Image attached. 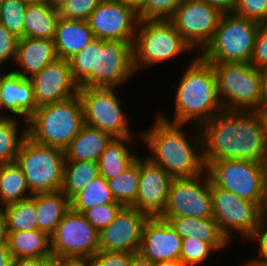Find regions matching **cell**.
<instances>
[{
    "mask_svg": "<svg viewBox=\"0 0 267 266\" xmlns=\"http://www.w3.org/2000/svg\"><path fill=\"white\" fill-rule=\"evenodd\" d=\"M204 162H265L267 147L257 111L223 110L200 127Z\"/></svg>",
    "mask_w": 267,
    "mask_h": 266,
    "instance_id": "cell-1",
    "label": "cell"
},
{
    "mask_svg": "<svg viewBox=\"0 0 267 266\" xmlns=\"http://www.w3.org/2000/svg\"><path fill=\"white\" fill-rule=\"evenodd\" d=\"M155 116L150 128L140 130L143 147L149 151L145 157L173 178H192L203 174L206 167L199 127L190 124L192 131L188 129L187 133V125L165 121L157 114Z\"/></svg>",
    "mask_w": 267,
    "mask_h": 266,
    "instance_id": "cell-2",
    "label": "cell"
},
{
    "mask_svg": "<svg viewBox=\"0 0 267 266\" xmlns=\"http://www.w3.org/2000/svg\"><path fill=\"white\" fill-rule=\"evenodd\" d=\"M69 63L80 87L119 88L136 74L133 44L123 41L94 38Z\"/></svg>",
    "mask_w": 267,
    "mask_h": 266,
    "instance_id": "cell-3",
    "label": "cell"
},
{
    "mask_svg": "<svg viewBox=\"0 0 267 266\" xmlns=\"http://www.w3.org/2000/svg\"><path fill=\"white\" fill-rule=\"evenodd\" d=\"M185 66L175 89L174 115L170 119L164 113H156L161 119L200 127L224 108L220 102L216 75L212 65L194 54Z\"/></svg>",
    "mask_w": 267,
    "mask_h": 266,
    "instance_id": "cell-4",
    "label": "cell"
},
{
    "mask_svg": "<svg viewBox=\"0 0 267 266\" xmlns=\"http://www.w3.org/2000/svg\"><path fill=\"white\" fill-rule=\"evenodd\" d=\"M84 125L79 95L38 106L27 121V136L33 141L65 150Z\"/></svg>",
    "mask_w": 267,
    "mask_h": 266,
    "instance_id": "cell-5",
    "label": "cell"
},
{
    "mask_svg": "<svg viewBox=\"0 0 267 266\" xmlns=\"http://www.w3.org/2000/svg\"><path fill=\"white\" fill-rule=\"evenodd\" d=\"M192 51L170 20L138 22L133 43V65L136 74Z\"/></svg>",
    "mask_w": 267,
    "mask_h": 266,
    "instance_id": "cell-6",
    "label": "cell"
},
{
    "mask_svg": "<svg viewBox=\"0 0 267 266\" xmlns=\"http://www.w3.org/2000/svg\"><path fill=\"white\" fill-rule=\"evenodd\" d=\"M259 26L234 13L223 14L211 41L198 55L210 64L250 63Z\"/></svg>",
    "mask_w": 267,
    "mask_h": 266,
    "instance_id": "cell-7",
    "label": "cell"
},
{
    "mask_svg": "<svg viewBox=\"0 0 267 266\" xmlns=\"http://www.w3.org/2000/svg\"><path fill=\"white\" fill-rule=\"evenodd\" d=\"M15 163L21 168L31 194L61 191L65 151L30 139L23 140Z\"/></svg>",
    "mask_w": 267,
    "mask_h": 266,
    "instance_id": "cell-8",
    "label": "cell"
},
{
    "mask_svg": "<svg viewBox=\"0 0 267 266\" xmlns=\"http://www.w3.org/2000/svg\"><path fill=\"white\" fill-rule=\"evenodd\" d=\"M224 110L255 111L261 95L262 70L250 63L211 64Z\"/></svg>",
    "mask_w": 267,
    "mask_h": 266,
    "instance_id": "cell-9",
    "label": "cell"
},
{
    "mask_svg": "<svg viewBox=\"0 0 267 266\" xmlns=\"http://www.w3.org/2000/svg\"><path fill=\"white\" fill-rule=\"evenodd\" d=\"M118 88L80 87L78 95L82 102L84 124L112 135L125 138L141 135L131 130L130 118L124 112ZM130 125V127H129Z\"/></svg>",
    "mask_w": 267,
    "mask_h": 266,
    "instance_id": "cell-10",
    "label": "cell"
},
{
    "mask_svg": "<svg viewBox=\"0 0 267 266\" xmlns=\"http://www.w3.org/2000/svg\"><path fill=\"white\" fill-rule=\"evenodd\" d=\"M210 181L239 198L257 203L263 210L264 162L218 160L204 162Z\"/></svg>",
    "mask_w": 267,
    "mask_h": 266,
    "instance_id": "cell-11",
    "label": "cell"
},
{
    "mask_svg": "<svg viewBox=\"0 0 267 266\" xmlns=\"http://www.w3.org/2000/svg\"><path fill=\"white\" fill-rule=\"evenodd\" d=\"M211 200L213 218L230 242H233V238L238 234L241 237L240 240L246 241L265 216L257 203L239 198L230 191L215 186L212 182Z\"/></svg>",
    "mask_w": 267,
    "mask_h": 266,
    "instance_id": "cell-12",
    "label": "cell"
},
{
    "mask_svg": "<svg viewBox=\"0 0 267 266\" xmlns=\"http://www.w3.org/2000/svg\"><path fill=\"white\" fill-rule=\"evenodd\" d=\"M99 250V232L82 213L70 209L51 236L53 258L89 259Z\"/></svg>",
    "mask_w": 267,
    "mask_h": 266,
    "instance_id": "cell-13",
    "label": "cell"
},
{
    "mask_svg": "<svg viewBox=\"0 0 267 266\" xmlns=\"http://www.w3.org/2000/svg\"><path fill=\"white\" fill-rule=\"evenodd\" d=\"M213 217L211 181L206 171L192 178H174L166 206L158 217Z\"/></svg>",
    "mask_w": 267,
    "mask_h": 266,
    "instance_id": "cell-14",
    "label": "cell"
},
{
    "mask_svg": "<svg viewBox=\"0 0 267 266\" xmlns=\"http://www.w3.org/2000/svg\"><path fill=\"white\" fill-rule=\"evenodd\" d=\"M222 13L201 0H184L170 21L177 32L199 54L211 41Z\"/></svg>",
    "mask_w": 267,
    "mask_h": 266,
    "instance_id": "cell-15",
    "label": "cell"
},
{
    "mask_svg": "<svg viewBox=\"0 0 267 266\" xmlns=\"http://www.w3.org/2000/svg\"><path fill=\"white\" fill-rule=\"evenodd\" d=\"M94 38L134 43L138 15L120 0H103L87 20Z\"/></svg>",
    "mask_w": 267,
    "mask_h": 266,
    "instance_id": "cell-16",
    "label": "cell"
},
{
    "mask_svg": "<svg viewBox=\"0 0 267 266\" xmlns=\"http://www.w3.org/2000/svg\"><path fill=\"white\" fill-rule=\"evenodd\" d=\"M149 216L133 207H123L115 219L99 232L101 251L138 253L142 229Z\"/></svg>",
    "mask_w": 267,
    "mask_h": 266,
    "instance_id": "cell-17",
    "label": "cell"
},
{
    "mask_svg": "<svg viewBox=\"0 0 267 266\" xmlns=\"http://www.w3.org/2000/svg\"><path fill=\"white\" fill-rule=\"evenodd\" d=\"M29 79L37 106L69 99L78 95L80 88L72 77L69 60L59 58Z\"/></svg>",
    "mask_w": 267,
    "mask_h": 266,
    "instance_id": "cell-18",
    "label": "cell"
},
{
    "mask_svg": "<svg viewBox=\"0 0 267 266\" xmlns=\"http://www.w3.org/2000/svg\"><path fill=\"white\" fill-rule=\"evenodd\" d=\"M173 179L162 167L140 155L139 188L131 207L149 217L159 216L166 206Z\"/></svg>",
    "mask_w": 267,
    "mask_h": 266,
    "instance_id": "cell-19",
    "label": "cell"
},
{
    "mask_svg": "<svg viewBox=\"0 0 267 266\" xmlns=\"http://www.w3.org/2000/svg\"><path fill=\"white\" fill-rule=\"evenodd\" d=\"M182 238L167 220L149 217L142 229L138 253L154 263L180 260Z\"/></svg>",
    "mask_w": 267,
    "mask_h": 266,
    "instance_id": "cell-20",
    "label": "cell"
},
{
    "mask_svg": "<svg viewBox=\"0 0 267 266\" xmlns=\"http://www.w3.org/2000/svg\"><path fill=\"white\" fill-rule=\"evenodd\" d=\"M37 108L31 80L11 69H2V117L19 118L27 122Z\"/></svg>",
    "mask_w": 267,
    "mask_h": 266,
    "instance_id": "cell-21",
    "label": "cell"
},
{
    "mask_svg": "<svg viewBox=\"0 0 267 266\" xmlns=\"http://www.w3.org/2000/svg\"><path fill=\"white\" fill-rule=\"evenodd\" d=\"M57 59L54 40L23 37L18 39L17 55L11 70L29 79Z\"/></svg>",
    "mask_w": 267,
    "mask_h": 266,
    "instance_id": "cell-22",
    "label": "cell"
},
{
    "mask_svg": "<svg viewBox=\"0 0 267 266\" xmlns=\"http://www.w3.org/2000/svg\"><path fill=\"white\" fill-rule=\"evenodd\" d=\"M167 220L176 233L182 238L196 237L209 243L217 252L228 249L230 242L221 232L218 223L213 217H160Z\"/></svg>",
    "mask_w": 267,
    "mask_h": 266,
    "instance_id": "cell-23",
    "label": "cell"
},
{
    "mask_svg": "<svg viewBox=\"0 0 267 266\" xmlns=\"http://www.w3.org/2000/svg\"><path fill=\"white\" fill-rule=\"evenodd\" d=\"M93 39L94 35L88 21L58 18L53 40L59 59H71Z\"/></svg>",
    "mask_w": 267,
    "mask_h": 266,
    "instance_id": "cell-24",
    "label": "cell"
},
{
    "mask_svg": "<svg viewBox=\"0 0 267 266\" xmlns=\"http://www.w3.org/2000/svg\"><path fill=\"white\" fill-rule=\"evenodd\" d=\"M137 140L138 142L141 141V135L114 138L99 157L100 176L108 180L127 170L140 156L135 152V149L131 150V145L135 144Z\"/></svg>",
    "mask_w": 267,
    "mask_h": 266,
    "instance_id": "cell-25",
    "label": "cell"
},
{
    "mask_svg": "<svg viewBox=\"0 0 267 266\" xmlns=\"http://www.w3.org/2000/svg\"><path fill=\"white\" fill-rule=\"evenodd\" d=\"M114 137L97 128L83 125L65 151V161L98 162Z\"/></svg>",
    "mask_w": 267,
    "mask_h": 266,
    "instance_id": "cell-26",
    "label": "cell"
},
{
    "mask_svg": "<svg viewBox=\"0 0 267 266\" xmlns=\"http://www.w3.org/2000/svg\"><path fill=\"white\" fill-rule=\"evenodd\" d=\"M59 17L56 2L52 0L27 5L24 37L53 40Z\"/></svg>",
    "mask_w": 267,
    "mask_h": 266,
    "instance_id": "cell-27",
    "label": "cell"
},
{
    "mask_svg": "<svg viewBox=\"0 0 267 266\" xmlns=\"http://www.w3.org/2000/svg\"><path fill=\"white\" fill-rule=\"evenodd\" d=\"M37 229L52 236L63 216L71 209L70 200L61 192L34 194Z\"/></svg>",
    "mask_w": 267,
    "mask_h": 266,
    "instance_id": "cell-28",
    "label": "cell"
},
{
    "mask_svg": "<svg viewBox=\"0 0 267 266\" xmlns=\"http://www.w3.org/2000/svg\"><path fill=\"white\" fill-rule=\"evenodd\" d=\"M10 255L15 258H53L51 237L38 229L7 233Z\"/></svg>",
    "mask_w": 267,
    "mask_h": 266,
    "instance_id": "cell-29",
    "label": "cell"
},
{
    "mask_svg": "<svg viewBox=\"0 0 267 266\" xmlns=\"http://www.w3.org/2000/svg\"><path fill=\"white\" fill-rule=\"evenodd\" d=\"M32 196L21 168L14 162L0 165V207Z\"/></svg>",
    "mask_w": 267,
    "mask_h": 266,
    "instance_id": "cell-30",
    "label": "cell"
},
{
    "mask_svg": "<svg viewBox=\"0 0 267 266\" xmlns=\"http://www.w3.org/2000/svg\"><path fill=\"white\" fill-rule=\"evenodd\" d=\"M98 176V162L65 161L61 192L71 200Z\"/></svg>",
    "mask_w": 267,
    "mask_h": 266,
    "instance_id": "cell-31",
    "label": "cell"
},
{
    "mask_svg": "<svg viewBox=\"0 0 267 266\" xmlns=\"http://www.w3.org/2000/svg\"><path fill=\"white\" fill-rule=\"evenodd\" d=\"M23 122V128L20 129ZM20 131V132H19ZM27 136V122L19 118L0 117V165L14 163L21 143Z\"/></svg>",
    "mask_w": 267,
    "mask_h": 266,
    "instance_id": "cell-32",
    "label": "cell"
},
{
    "mask_svg": "<svg viewBox=\"0 0 267 266\" xmlns=\"http://www.w3.org/2000/svg\"><path fill=\"white\" fill-rule=\"evenodd\" d=\"M118 203L112 196L108 180L103 176H98L90 184L75 195L71 200V209L83 213L89 208L98 205Z\"/></svg>",
    "mask_w": 267,
    "mask_h": 266,
    "instance_id": "cell-33",
    "label": "cell"
},
{
    "mask_svg": "<svg viewBox=\"0 0 267 266\" xmlns=\"http://www.w3.org/2000/svg\"><path fill=\"white\" fill-rule=\"evenodd\" d=\"M140 156L122 174L108 179L109 188L115 201L124 207H131L136 200L139 188Z\"/></svg>",
    "mask_w": 267,
    "mask_h": 266,
    "instance_id": "cell-34",
    "label": "cell"
},
{
    "mask_svg": "<svg viewBox=\"0 0 267 266\" xmlns=\"http://www.w3.org/2000/svg\"><path fill=\"white\" fill-rule=\"evenodd\" d=\"M6 215L7 233L37 229V213L34 194L18 203L3 207Z\"/></svg>",
    "mask_w": 267,
    "mask_h": 266,
    "instance_id": "cell-35",
    "label": "cell"
},
{
    "mask_svg": "<svg viewBox=\"0 0 267 266\" xmlns=\"http://www.w3.org/2000/svg\"><path fill=\"white\" fill-rule=\"evenodd\" d=\"M27 4L21 0H2L0 23L18 38L24 37Z\"/></svg>",
    "mask_w": 267,
    "mask_h": 266,
    "instance_id": "cell-36",
    "label": "cell"
},
{
    "mask_svg": "<svg viewBox=\"0 0 267 266\" xmlns=\"http://www.w3.org/2000/svg\"><path fill=\"white\" fill-rule=\"evenodd\" d=\"M218 252L207 242L201 241L196 237H188L182 239L180 260L186 266H203L204 262L208 259L210 262V256Z\"/></svg>",
    "mask_w": 267,
    "mask_h": 266,
    "instance_id": "cell-37",
    "label": "cell"
},
{
    "mask_svg": "<svg viewBox=\"0 0 267 266\" xmlns=\"http://www.w3.org/2000/svg\"><path fill=\"white\" fill-rule=\"evenodd\" d=\"M103 0H57L60 17L71 20H88L90 14Z\"/></svg>",
    "mask_w": 267,
    "mask_h": 266,
    "instance_id": "cell-38",
    "label": "cell"
},
{
    "mask_svg": "<svg viewBox=\"0 0 267 266\" xmlns=\"http://www.w3.org/2000/svg\"><path fill=\"white\" fill-rule=\"evenodd\" d=\"M183 1L184 0H147L142 12L138 15V20H170L175 10Z\"/></svg>",
    "mask_w": 267,
    "mask_h": 266,
    "instance_id": "cell-39",
    "label": "cell"
},
{
    "mask_svg": "<svg viewBox=\"0 0 267 266\" xmlns=\"http://www.w3.org/2000/svg\"><path fill=\"white\" fill-rule=\"evenodd\" d=\"M253 243L254 249L258 250V256H249L239 262L241 265L246 266H260L263 263H267V215H265L259 222L258 226L254 230L253 234L247 239Z\"/></svg>",
    "mask_w": 267,
    "mask_h": 266,
    "instance_id": "cell-40",
    "label": "cell"
},
{
    "mask_svg": "<svg viewBox=\"0 0 267 266\" xmlns=\"http://www.w3.org/2000/svg\"><path fill=\"white\" fill-rule=\"evenodd\" d=\"M124 206L120 203L98 205L85 210L82 214L87 221L98 231L106 228Z\"/></svg>",
    "mask_w": 267,
    "mask_h": 266,
    "instance_id": "cell-41",
    "label": "cell"
},
{
    "mask_svg": "<svg viewBox=\"0 0 267 266\" xmlns=\"http://www.w3.org/2000/svg\"><path fill=\"white\" fill-rule=\"evenodd\" d=\"M234 14L266 24L267 0H237Z\"/></svg>",
    "mask_w": 267,
    "mask_h": 266,
    "instance_id": "cell-42",
    "label": "cell"
},
{
    "mask_svg": "<svg viewBox=\"0 0 267 266\" xmlns=\"http://www.w3.org/2000/svg\"><path fill=\"white\" fill-rule=\"evenodd\" d=\"M18 39V37L0 23V70L6 68L8 62L12 63L10 66L14 65L17 55ZM4 64L6 67H3Z\"/></svg>",
    "mask_w": 267,
    "mask_h": 266,
    "instance_id": "cell-43",
    "label": "cell"
},
{
    "mask_svg": "<svg viewBox=\"0 0 267 266\" xmlns=\"http://www.w3.org/2000/svg\"><path fill=\"white\" fill-rule=\"evenodd\" d=\"M134 253L101 251L90 257L91 266H130Z\"/></svg>",
    "mask_w": 267,
    "mask_h": 266,
    "instance_id": "cell-44",
    "label": "cell"
},
{
    "mask_svg": "<svg viewBox=\"0 0 267 266\" xmlns=\"http://www.w3.org/2000/svg\"><path fill=\"white\" fill-rule=\"evenodd\" d=\"M250 64L259 70L267 69V23L259 26Z\"/></svg>",
    "mask_w": 267,
    "mask_h": 266,
    "instance_id": "cell-45",
    "label": "cell"
},
{
    "mask_svg": "<svg viewBox=\"0 0 267 266\" xmlns=\"http://www.w3.org/2000/svg\"><path fill=\"white\" fill-rule=\"evenodd\" d=\"M215 7L222 14L234 13L237 0H201Z\"/></svg>",
    "mask_w": 267,
    "mask_h": 266,
    "instance_id": "cell-46",
    "label": "cell"
},
{
    "mask_svg": "<svg viewBox=\"0 0 267 266\" xmlns=\"http://www.w3.org/2000/svg\"><path fill=\"white\" fill-rule=\"evenodd\" d=\"M257 112H267V69L262 70L261 95Z\"/></svg>",
    "mask_w": 267,
    "mask_h": 266,
    "instance_id": "cell-47",
    "label": "cell"
},
{
    "mask_svg": "<svg viewBox=\"0 0 267 266\" xmlns=\"http://www.w3.org/2000/svg\"><path fill=\"white\" fill-rule=\"evenodd\" d=\"M51 258H15L11 266H43Z\"/></svg>",
    "mask_w": 267,
    "mask_h": 266,
    "instance_id": "cell-48",
    "label": "cell"
},
{
    "mask_svg": "<svg viewBox=\"0 0 267 266\" xmlns=\"http://www.w3.org/2000/svg\"><path fill=\"white\" fill-rule=\"evenodd\" d=\"M125 6L130 8L135 14L139 15L147 0H120Z\"/></svg>",
    "mask_w": 267,
    "mask_h": 266,
    "instance_id": "cell-49",
    "label": "cell"
},
{
    "mask_svg": "<svg viewBox=\"0 0 267 266\" xmlns=\"http://www.w3.org/2000/svg\"><path fill=\"white\" fill-rule=\"evenodd\" d=\"M6 215L3 207H0V244H7Z\"/></svg>",
    "mask_w": 267,
    "mask_h": 266,
    "instance_id": "cell-50",
    "label": "cell"
},
{
    "mask_svg": "<svg viewBox=\"0 0 267 266\" xmlns=\"http://www.w3.org/2000/svg\"><path fill=\"white\" fill-rule=\"evenodd\" d=\"M12 259L8 244H0V266H11Z\"/></svg>",
    "mask_w": 267,
    "mask_h": 266,
    "instance_id": "cell-51",
    "label": "cell"
},
{
    "mask_svg": "<svg viewBox=\"0 0 267 266\" xmlns=\"http://www.w3.org/2000/svg\"><path fill=\"white\" fill-rule=\"evenodd\" d=\"M61 266H91L89 259L61 258Z\"/></svg>",
    "mask_w": 267,
    "mask_h": 266,
    "instance_id": "cell-52",
    "label": "cell"
},
{
    "mask_svg": "<svg viewBox=\"0 0 267 266\" xmlns=\"http://www.w3.org/2000/svg\"><path fill=\"white\" fill-rule=\"evenodd\" d=\"M130 266H156V263L145 259L139 253H136L132 256Z\"/></svg>",
    "mask_w": 267,
    "mask_h": 266,
    "instance_id": "cell-53",
    "label": "cell"
},
{
    "mask_svg": "<svg viewBox=\"0 0 267 266\" xmlns=\"http://www.w3.org/2000/svg\"><path fill=\"white\" fill-rule=\"evenodd\" d=\"M263 212L267 215V160L263 169Z\"/></svg>",
    "mask_w": 267,
    "mask_h": 266,
    "instance_id": "cell-54",
    "label": "cell"
},
{
    "mask_svg": "<svg viewBox=\"0 0 267 266\" xmlns=\"http://www.w3.org/2000/svg\"><path fill=\"white\" fill-rule=\"evenodd\" d=\"M260 114V119L264 130V140L267 147V112H258Z\"/></svg>",
    "mask_w": 267,
    "mask_h": 266,
    "instance_id": "cell-55",
    "label": "cell"
},
{
    "mask_svg": "<svg viewBox=\"0 0 267 266\" xmlns=\"http://www.w3.org/2000/svg\"><path fill=\"white\" fill-rule=\"evenodd\" d=\"M156 266H186L181 260L161 261Z\"/></svg>",
    "mask_w": 267,
    "mask_h": 266,
    "instance_id": "cell-56",
    "label": "cell"
},
{
    "mask_svg": "<svg viewBox=\"0 0 267 266\" xmlns=\"http://www.w3.org/2000/svg\"><path fill=\"white\" fill-rule=\"evenodd\" d=\"M43 266H61V258H51Z\"/></svg>",
    "mask_w": 267,
    "mask_h": 266,
    "instance_id": "cell-57",
    "label": "cell"
},
{
    "mask_svg": "<svg viewBox=\"0 0 267 266\" xmlns=\"http://www.w3.org/2000/svg\"><path fill=\"white\" fill-rule=\"evenodd\" d=\"M0 117H2V69L0 70Z\"/></svg>",
    "mask_w": 267,
    "mask_h": 266,
    "instance_id": "cell-58",
    "label": "cell"
},
{
    "mask_svg": "<svg viewBox=\"0 0 267 266\" xmlns=\"http://www.w3.org/2000/svg\"><path fill=\"white\" fill-rule=\"evenodd\" d=\"M23 3L29 5V4H33V3H39L45 0H21Z\"/></svg>",
    "mask_w": 267,
    "mask_h": 266,
    "instance_id": "cell-59",
    "label": "cell"
},
{
    "mask_svg": "<svg viewBox=\"0 0 267 266\" xmlns=\"http://www.w3.org/2000/svg\"><path fill=\"white\" fill-rule=\"evenodd\" d=\"M260 266H267V263H263L262 265H260Z\"/></svg>",
    "mask_w": 267,
    "mask_h": 266,
    "instance_id": "cell-60",
    "label": "cell"
}]
</instances>
